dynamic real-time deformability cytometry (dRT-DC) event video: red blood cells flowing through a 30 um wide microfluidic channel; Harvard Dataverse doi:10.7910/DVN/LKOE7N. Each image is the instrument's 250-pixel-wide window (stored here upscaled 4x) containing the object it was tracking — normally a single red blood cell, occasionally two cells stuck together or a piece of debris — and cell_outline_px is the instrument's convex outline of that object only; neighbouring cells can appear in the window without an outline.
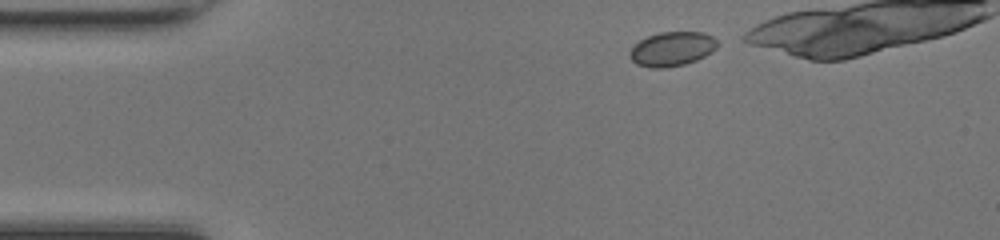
{"species": "common noctule bat (a hibernating species)", "species_latin": "Nyctalus noctula", "temperature_condition": "room temperature", "stored_images_in_passage": 17, "camera_frame_rate_fps": 3000, "um_per_image_px": 0.085, "animal": {"sex": "female", "body_mass_g": 17.0, "forearm_length_mm": 48.0}, "frame": {"image": 1, "passage_image": 1, "time_ms": 0.0, "image_size_px": [1000, 240], "cell_outline_px": [[720, 44], [712, 52], [696, 60], [684, 64], [664, 68], [652, 68], [636, 64], [628, 56], [628, 52], [640, 40], [648, 36], [660, 32], [704, 32], [712, 36]], "centroid_in_image_um": [57.13, 4.16], "position_along_channel_um": 27.9, "area_um2": 17.57}}
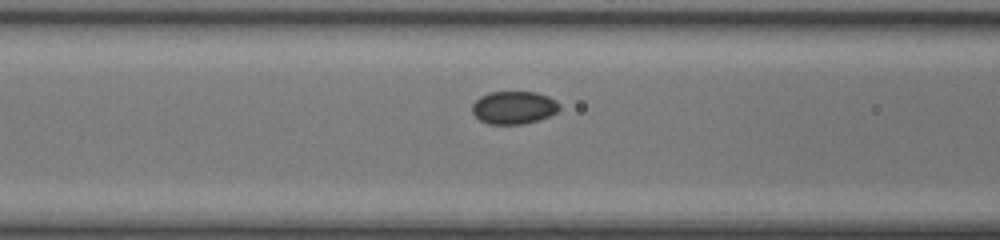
{"frame": {"image": 2, "passage_image": 12, "time_ms": 3.667, "image_size_px": [1000, 240], "cell_outline_px": [[560, 108], [556, 112], [540, 120], [524, 124], [488, 124], [480, 120], [472, 112], [472, 104], [480, 96], [488, 92], [536, 92], [548, 96], [556, 100], [560, 104]], "centroid_in_image_um": [43.68, 9.14], "position_along_channel_um": 122.9, "area_um2": 16.82}}
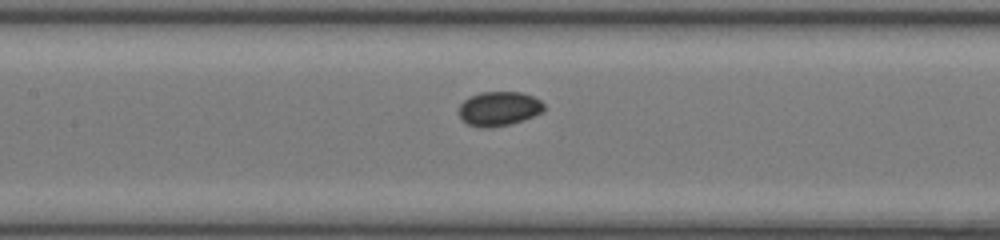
{"frame": {"image": 3, "passage_image": 15, "time_ms": 4.667, "image_size_px": [1000, 240], "cell_outline_px": [[544, 112], [524, 120], [512, 124], [492, 128], [480, 128], [468, 124], [460, 120], [460, 104], [464, 100], [480, 92], [520, 92], [532, 96], [540, 100], [544, 104]], "centroid_in_image_um": [42.42, 9.26], "position_along_channel_um": 165.0, "area_um2": 17.22}}